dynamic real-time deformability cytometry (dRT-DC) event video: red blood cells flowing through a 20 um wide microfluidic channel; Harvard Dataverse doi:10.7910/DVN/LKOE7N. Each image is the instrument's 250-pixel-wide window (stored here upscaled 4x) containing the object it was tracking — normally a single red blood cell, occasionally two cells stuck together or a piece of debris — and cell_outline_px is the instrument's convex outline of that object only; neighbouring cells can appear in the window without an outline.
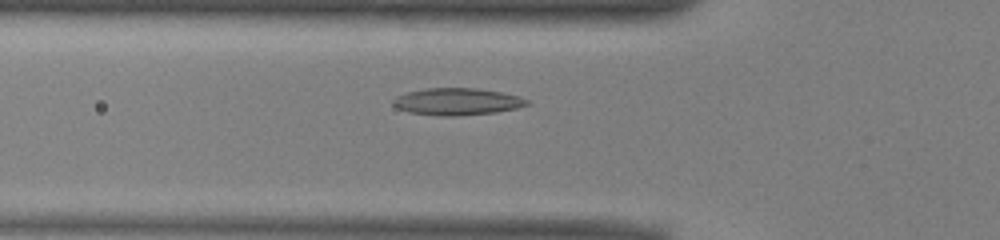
{"species": "common noctule bat (a hibernating species)", "species_latin": "Nyctalus noctula", "temperature_condition": "warm", "stored_images_in_passage": 39, "camera_frame_rate_fps": 3000, "um_per_image_px": 0.085, "animal": {"sex": "male", "body_mass_g": 13.0, "forearm_length_mm": 53.1}, "frame": {"image": 1, "passage_image": 15, "time_ms": 4.667, "image_size_px": [1000, 240], "cell_outline_px": [[532, 104], [516, 108], [496, 112], [456, 116], [436, 116], [408, 112], [396, 108], [392, 104], [392, 100], [396, 96], [408, 92], [428, 88], [476, 88], [500, 92], [520, 96], [528, 100]], "centroid_in_image_um": [38.85, 8.64], "position_along_channel_um": 87.0, "area_um2": 21.21}}
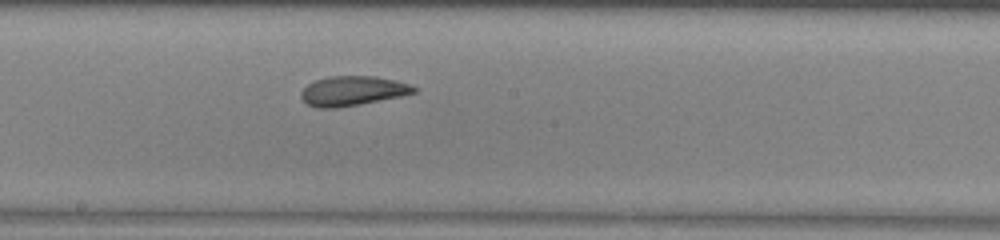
{"frame": {"image": 2, "passage_image": 25, "time_ms": 8.0, "image_size_px": [1000, 240], "cell_outline_px": [[416, 92], [400, 96], [336, 108], [316, 108], [308, 104], [300, 96], [300, 92], [308, 84], [316, 80], [328, 76], [376, 76], [408, 84], [416, 88]], "centroid_in_image_um": [29.92, 7.72], "position_along_channel_um": 218.3, "area_um2": 19.13}}
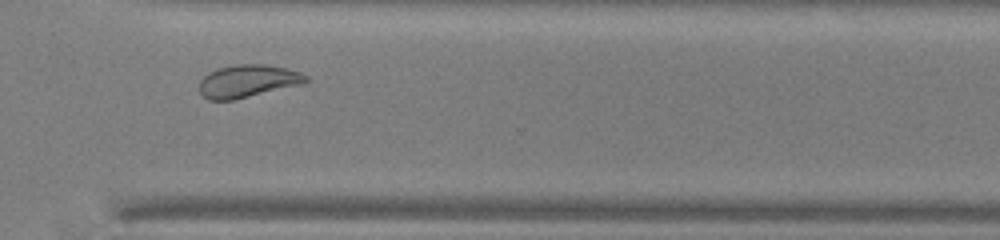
{"frame": {"image": 3, "passage_image": 35, "time_ms": 11.333, "image_size_px": [1000, 240], "cell_outline_px": [[308, 80], [304, 84], [232, 100], [208, 100], [200, 92], [200, 80], [208, 72], [216, 68], [236, 64], [264, 64], [284, 68], [300, 72], [308, 76]], "centroid_in_image_um": [21.06, 6.89], "position_along_channel_um": 349.5, "area_um2": 20.29}, "authors_computed_cell_mechanics": {"area_um2": 20.2878, "velocity_mm_per_s": 3.9327, "shape_relaxation_time_tau1_ms": 6.2123, "shape_relaxation_time_tau2_ms": 2.3871, "deformation_change_tau1": 0.1679, "deformation_change_tau2": 0.0946}}